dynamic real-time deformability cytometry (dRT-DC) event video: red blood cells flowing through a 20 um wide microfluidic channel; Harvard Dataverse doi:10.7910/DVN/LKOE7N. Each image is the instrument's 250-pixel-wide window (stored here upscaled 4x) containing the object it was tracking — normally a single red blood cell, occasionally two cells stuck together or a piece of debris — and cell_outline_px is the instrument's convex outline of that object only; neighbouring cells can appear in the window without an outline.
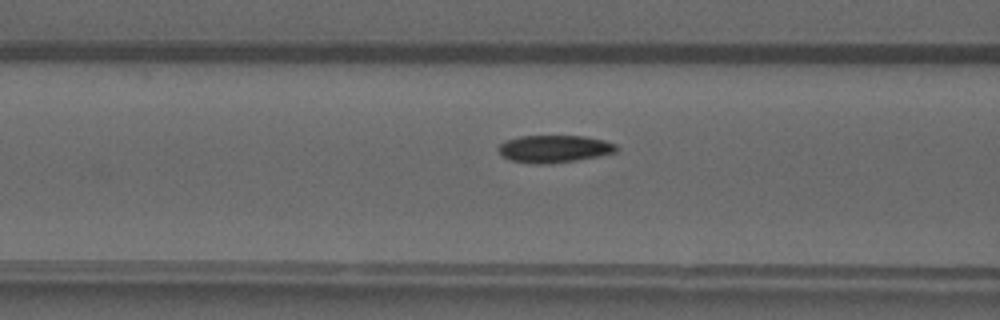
{"species": "common noctule bat (a hibernating species)", "species_latin": "Nyctalus noctula", "temperature_condition": "warm", "stored_images_in_passage": 6, "camera_frame_rate_fps": 3000, "um_per_image_px": 0.085, "animal": {"sex": "male", "forearm_length_mm": 52.5}, "frame": {"image": 1, "passage_image": 4, "time_ms": 1.0, "image_size_px": [1000, 320], "cell_outline_px": [[620, 148], [616, 152], [576, 160], [548, 164], [536, 164], [512, 160], [504, 156], [496, 148], [500, 144], [508, 140], [520, 136], [584, 136], [604, 140], [616, 144]], "centroid_in_image_um": [47.14, 12.64], "position_along_channel_um": 119.5, "area_um2": 18.67}}